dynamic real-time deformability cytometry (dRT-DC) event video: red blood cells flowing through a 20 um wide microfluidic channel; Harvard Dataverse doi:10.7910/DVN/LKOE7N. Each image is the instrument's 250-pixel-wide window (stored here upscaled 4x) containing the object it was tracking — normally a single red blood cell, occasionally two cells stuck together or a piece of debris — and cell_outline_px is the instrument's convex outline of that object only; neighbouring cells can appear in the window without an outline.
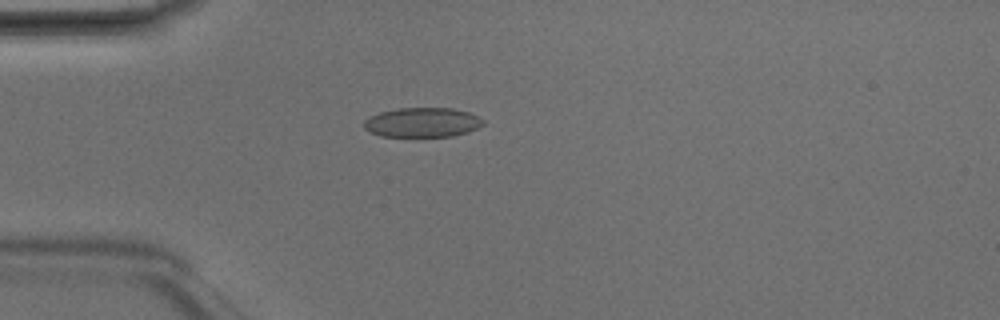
{"species": "Egyptian fruit bat (a non-hibernating species)", "species_latin": "Rousettus aegyptiacus", "temperature_condition": "room temperature", "stored_images_in_passage": 4, "camera_frame_rate_fps": 3000, "um_per_image_px": 0.085, "animal": {"sex": "male"}, "frame": {"image": 1, "passage_image": 4, "time_ms": 1.0, "image_size_px": [1000, 320], "cell_outline_px": [[484, 124], [468, 132], [452, 136], [380, 136], [364, 128], [364, 120], [368, 116], [380, 112], [400, 108], [452, 108], [468, 112], [484, 120]], "centroid_in_image_um": [35.88, 10.4], "position_along_channel_um": 49.1, "area_um2": 20.4}}